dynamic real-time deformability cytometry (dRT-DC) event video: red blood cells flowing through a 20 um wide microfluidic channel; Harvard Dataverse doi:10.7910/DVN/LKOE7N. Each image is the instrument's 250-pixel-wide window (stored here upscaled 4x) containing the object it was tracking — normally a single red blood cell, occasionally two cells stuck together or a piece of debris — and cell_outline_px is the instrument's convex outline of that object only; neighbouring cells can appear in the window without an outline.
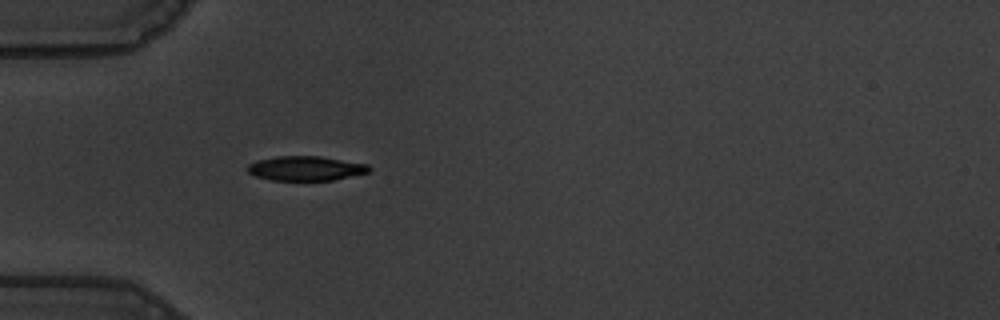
{"species": "common noctule bat (a hibernating species)", "species_latin": "Nyctalus noctula", "temperature_condition": "warm", "stored_images_in_passage": 40, "camera_frame_rate_fps": 3000, "um_per_image_px": 0.085, "animal": {"sex": "male", "body_mass_g": 19.5, "forearm_length_mm": 54.6}, "frame": {"image": 1, "passage_image": 1, "time_ms": 0.0, "image_size_px": [1000, 320], "cell_outline_px": [[372, 168], [368, 172], [332, 180], [272, 180], [256, 176], [248, 172], [248, 164], [256, 160], [276, 156], [320, 156], [368, 164]], "centroid_in_image_um": [25.98, 14.3], "position_along_channel_um": 59.0, "area_um2": 17.28}, "authors_computed_cell_mechanics": {"area_um2": 17.918, "velocity_mm_per_s": 3.6251, "shape_relaxation_time_tau1_ms": 2.616, "shape_relaxation_time_tau2_ms": 2.705, "deformation_change_tau1": 0.1383, "deformation_change_tau2": 0.0756}}